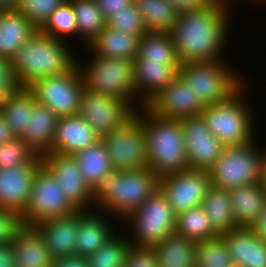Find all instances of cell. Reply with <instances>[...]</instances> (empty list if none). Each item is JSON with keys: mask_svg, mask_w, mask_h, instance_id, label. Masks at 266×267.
<instances>
[{"mask_svg": "<svg viewBox=\"0 0 266 267\" xmlns=\"http://www.w3.org/2000/svg\"><path fill=\"white\" fill-rule=\"evenodd\" d=\"M231 8L213 1L206 9L178 14L170 34L180 64L223 59L221 53L225 54L229 42Z\"/></svg>", "mask_w": 266, "mask_h": 267, "instance_id": "6da1fadb", "label": "cell"}, {"mask_svg": "<svg viewBox=\"0 0 266 267\" xmlns=\"http://www.w3.org/2000/svg\"><path fill=\"white\" fill-rule=\"evenodd\" d=\"M159 176L149 168L108 172L92 188L93 207L118 223L135 212L157 189ZM97 206V208H96ZM117 218V219H116Z\"/></svg>", "mask_w": 266, "mask_h": 267, "instance_id": "7a4b0ae2", "label": "cell"}, {"mask_svg": "<svg viewBox=\"0 0 266 267\" xmlns=\"http://www.w3.org/2000/svg\"><path fill=\"white\" fill-rule=\"evenodd\" d=\"M66 42L69 41L54 39L36 31L17 50L11 64L24 87L44 77L67 73L77 65L73 47L70 48Z\"/></svg>", "mask_w": 266, "mask_h": 267, "instance_id": "3957f363", "label": "cell"}, {"mask_svg": "<svg viewBox=\"0 0 266 267\" xmlns=\"http://www.w3.org/2000/svg\"><path fill=\"white\" fill-rule=\"evenodd\" d=\"M136 113L145 129L148 168L158 176L188 170L180 120L153 114L145 105Z\"/></svg>", "mask_w": 266, "mask_h": 267, "instance_id": "277c9868", "label": "cell"}, {"mask_svg": "<svg viewBox=\"0 0 266 267\" xmlns=\"http://www.w3.org/2000/svg\"><path fill=\"white\" fill-rule=\"evenodd\" d=\"M247 87L245 83L228 100L205 106L201 112L211 133L224 146H241L256 140L253 123L256 115L249 102L243 99L246 98Z\"/></svg>", "mask_w": 266, "mask_h": 267, "instance_id": "5b68a950", "label": "cell"}, {"mask_svg": "<svg viewBox=\"0 0 266 267\" xmlns=\"http://www.w3.org/2000/svg\"><path fill=\"white\" fill-rule=\"evenodd\" d=\"M90 54L91 58L84 66L77 56L84 89L126 100L136 110L142 108L143 105L136 98L133 82L134 61L119 57L93 56L91 52Z\"/></svg>", "mask_w": 266, "mask_h": 267, "instance_id": "8992f818", "label": "cell"}, {"mask_svg": "<svg viewBox=\"0 0 266 267\" xmlns=\"http://www.w3.org/2000/svg\"><path fill=\"white\" fill-rule=\"evenodd\" d=\"M223 60L185 63L179 67V75L204 106L221 103L234 95L247 81L239 72ZM240 74V76H239Z\"/></svg>", "mask_w": 266, "mask_h": 267, "instance_id": "52a82bcc", "label": "cell"}, {"mask_svg": "<svg viewBox=\"0 0 266 267\" xmlns=\"http://www.w3.org/2000/svg\"><path fill=\"white\" fill-rule=\"evenodd\" d=\"M124 221L132 232L131 246L152 247L176 233V215L159 188Z\"/></svg>", "mask_w": 266, "mask_h": 267, "instance_id": "ba28073f", "label": "cell"}, {"mask_svg": "<svg viewBox=\"0 0 266 267\" xmlns=\"http://www.w3.org/2000/svg\"><path fill=\"white\" fill-rule=\"evenodd\" d=\"M255 144L256 140L241 146H225L209 170L211 185L230 190L260 183L265 150L260 151Z\"/></svg>", "mask_w": 266, "mask_h": 267, "instance_id": "9c48e42d", "label": "cell"}, {"mask_svg": "<svg viewBox=\"0 0 266 267\" xmlns=\"http://www.w3.org/2000/svg\"><path fill=\"white\" fill-rule=\"evenodd\" d=\"M77 210L60 189L56 178L42 165L35 174L23 213L25 225L36 226L49 219L67 217Z\"/></svg>", "mask_w": 266, "mask_h": 267, "instance_id": "30bf717a", "label": "cell"}, {"mask_svg": "<svg viewBox=\"0 0 266 267\" xmlns=\"http://www.w3.org/2000/svg\"><path fill=\"white\" fill-rule=\"evenodd\" d=\"M101 141L114 169L128 171L148 168L145 129L137 113L121 128L103 135Z\"/></svg>", "mask_w": 266, "mask_h": 267, "instance_id": "8fae6325", "label": "cell"}, {"mask_svg": "<svg viewBox=\"0 0 266 267\" xmlns=\"http://www.w3.org/2000/svg\"><path fill=\"white\" fill-rule=\"evenodd\" d=\"M28 88L36 102L59 118L78 115L84 85L77 65L67 73L41 78Z\"/></svg>", "mask_w": 266, "mask_h": 267, "instance_id": "7c38bea8", "label": "cell"}, {"mask_svg": "<svg viewBox=\"0 0 266 267\" xmlns=\"http://www.w3.org/2000/svg\"><path fill=\"white\" fill-rule=\"evenodd\" d=\"M207 170H184L159 176V189L175 215L202 206L211 187Z\"/></svg>", "mask_w": 266, "mask_h": 267, "instance_id": "4fadbf2b", "label": "cell"}, {"mask_svg": "<svg viewBox=\"0 0 266 267\" xmlns=\"http://www.w3.org/2000/svg\"><path fill=\"white\" fill-rule=\"evenodd\" d=\"M136 113L126 100L83 89L78 115L101 137L121 128Z\"/></svg>", "mask_w": 266, "mask_h": 267, "instance_id": "5bb4252c", "label": "cell"}, {"mask_svg": "<svg viewBox=\"0 0 266 267\" xmlns=\"http://www.w3.org/2000/svg\"><path fill=\"white\" fill-rule=\"evenodd\" d=\"M180 122L189 169L209 171L225 146L211 133L201 115L180 119Z\"/></svg>", "mask_w": 266, "mask_h": 267, "instance_id": "9a60e30c", "label": "cell"}, {"mask_svg": "<svg viewBox=\"0 0 266 267\" xmlns=\"http://www.w3.org/2000/svg\"><path fill=\"white\" fill-rule=\"evenodd\" d=\"M41 159L43 165L56 178L64 195L78 210L94 209L92 189L80 174L73 155L49 152Z\"/></svg>", "mask_w": 266, "mask_h": 267, "instance_id": "2e32d148", "label": "cell"}, {"mask_svg": "<svg viewBox=\"0 0 266 267\" xmlns=\"http://www.w3.org/2000/svg\"><path fill=\"white\" fill-rule=\"evenodd\" d=\"M145 106L153 114L178 120L201 115L205 107L180 75L151 98Z\"/></svg>", "mask_w": 266, "mask_h": 267, "instance_id": "e0dca14e", "label": "cell"}, {"mask_svg": "<svg viewBox=\"0 0 266 267\" xmlns=\"http://www.w3.org/2000/svg\"><path fill=\"white\" fill-rule=\"evenodd\" d=\"M43 165L37 156L29 165L0 169V208L24 213L37 170Z\"/></svg>", "mask_w": 266, "mask_h": 267, "instance_id": "ac0fdd59", "label": "cell"}, {"mask_svg": "<svg viewBox=\"0 0 266 267\" xmlns=\"http://www.w3.org/2000/svg\"><path fill=\"white\" fill-rule=\"evenodd\" d=\"M180 62L134 59L133 82L137 100L145 105L179 75Z\"/></svg>", "mask_w": 266, "mask_h": 267, "instance_id": "d6986e66", "label": "cell"}, {"mask_svg": "<svg viewBox=\"0 0 266 267\" xmlns=\"http://www.w3.org/2000/svg\"><path fill=\"white\" fill-rule=\"evenodd\" d=\"M111 218L96 209L78 210L75 254L88 257L113 238L118 231Z\"/></svg>", "mask_w": 266, "mask_h": 267, "instance_id": "ffe728a7", "label": "cell"}, {"mask_svg": "<svg viewBox=\"0 0 266 267\" xmlns=\"http://www.w3.org/2000/svg\"><path fill=\"white\" fill-rule=\"evenodd\" d=\"M101 141V136L79 115L58 119L52 153L74 155Z\"/></svg>", "mask_w": 266, "mask_h": 267, "instance_id": "44dd1931", "label": "cell"}, {"mask_svg": "<svg viewBox=\"0 0 266 267\" xmlns=\"http://www.w3.org/2000/svg\"><path fill=\"white\" fill-rule=\"evenodd\" d=\"M230 257L242 267H266V241L251 227H238L220 235Z\"/></svg>", "mask_w": 266, "mask_h": 267, "instance_id": "7402d4cb", "label": "cell"}, {"mask_svg": "<svg viewBox=\"0 0 266 267\" xmlns=\"http://www.w3.org/2000/svg\"><path fill=\"white\" fill-rule=\"evenodd\" d=\"M53 259L75 254L78 210L67 216L46 220L35 226Z\"/></svg>", "mask_w": 266, "mask_h": 267, "instance_id": "603a6c76", "label": "cell"}, {"mask_svg": "<svg viewBox=\"0 0 266 267\" xmlns=\"http://www.w3.org/2000/svg\"><path fill=\"white\" fill-rule=\"evenodd\" d=\"M59 117L47 106L36 102L28 125L20 139L37 155L51 152L53 136Z\"/></svg>", "mask_w": 266, "mask_h": 267, "instance_id": "cb8c5ba5", "label": "cell"}, {"mask_svg": "<svg viewBox=\"0 0 266 267\" xmlns=\"http://www.w3.org/2000/svg\"><path fill=\"white\" fill-rule=\"evenodd\" d=\"M38 31L18 9L0 12V56L9 60Z\"/></svg>", "mask_w": 266, "mask_h": 267, "instance_id": "d4e9b609", "label": "cell"}, {"mask_svg": "<svg viewBox=\"0 0 266 267\" xmlns=\"http://www.w3.org/2000/svg\"><path fill=\"white\" fill-rule=\"evenodd\" d=\"M231 209L239 227H252L266 203V192L261 183L228 190Z\"/></svg>", "mask_w": 266, "mask_h": 267, "instance_id": "484cf974", "label": "cell"}, {"mask_svg": "<svg viewBox=\"0 0 266 267\" xmlns=\"http://www.w3.org/2000/svg\"><path fill=\"white\" fill-rule=\"evenodd\" d=\"M12 245L17 267H52L53 257L35 226H25Z\"/></svg>", "mask_w": 266, "mask_h": 267, "instance_id": "4316f807", "label": "cell"}, {"mask_svg": "<svg viewBox=\"0 0 266 267\" xmlns=\"http://www.w3.org/2000/svg\"><path fill=\"white\" fill-rule=\"evenodd\" d=\"M138 35L123 32L106 26L98 36L87 45V52L95 56L119 57L133 60L138 55Z\"/></svg>", "mask_w": 266, "mask_h": 267, "instance_id": "83f0119b", "label": "cell"}, {"mask_svg": "<svg viewBox=\"0 0 266 267\" xmlns=\"http://www.w3.org/2000/svg\"><path fill=\"white\" fill-rule=\"evenodd\" d=\"M196 247L195 240L172 233L151 248L154 250L158 267H195Z\"/></svg>", "mask_w": 266, "mask_h": 267, "instance_id": "f1b7e54d", "label": "cell"}, {"mask_svg": "<svg viewBox=\"0 0 266 267\" xmlns=\"http://www.w3.org/2000/svg\"><path fill=\"white\" fill-rule=\"evenodd\" d=\"M202 207L219 236L239 227L233 217L228 190L211 186Z\"/></svg>", "mask_w": 266, "mask_h": 267, "instance_id": "f546056e", "label": "cell"}, {"mask_svg": "<svg viewBox=\"0 0 266 267\" xmlns=\"http://www.w3.org/2000/svg\"><path fill=\"white\" fill-rule=\"evenodd\" d=\"M73 156L77 161L80 174L91 189L101 178L114 169L102 141L77 152Z\"/></svg>", "mask_w": 266, "mask_h": 267, "instance_id": "4dcf8cb0", "label": "cell"}, {"mask_svg": "<svg viewBox=\"0 0 266 267\" xmlns=\"http://www.w3.org/2000/svg\"><path fill=\"white\" fill-rule=\"evenodd\" d=\"M148 32H170L178 12L167 0H134Z\"/></svg>", "mask_w": 266, "mask_h": 267, "instance_id": "1f68e13d", "label": "cell"}, {"mask_svg": "<svg viewBox=\"0 0 266 267\" xmlns=\"http://www.w3.org/2000/svg\"><path fill=\"white\" fill-rule=\"evenodd\" d=\"M76 15L77 37L82 38L84 45L91 43L107 26L95 0H69ZM79 35V36H78Z\"/></svg>", "mask_w": 266, "mask_h": 267, "instance_id": "d6a6232c", "label": "cell"}, {"mask_svg": "<svg viewBox=\"0 0 266 267\" xmlns=\"http://www.w3.org/2000/svg\"><path fill=\"white\" fill-rule=\"evenodd\" d=\"M135 59L155 62H179L170 32H146L139 39Z\"/></svg>", "mask_w": 266, "mask_h": 267, "instance_id": "836d02e7", "label": "cell"}, {"mask_svg": "<svg viewBox=\"0 0 266 267\" xmlns=\"http://www.w3.org/2000/svg\"><path fill=\"white\" fill-rule=\"evenodd\" d=\"M176 233L196 242L210 240L219 235L212 229L202 206L189 209L176 216Z\"/></svg>", "mask_w": 266, "mask_h": 267, "instance_id": "e575fe53", "label": "cell"}, {"mask_svg": "<svg viewBox=\"0 0 266 267\" xmlns=\"http://www.w3.org/2000/svg\"><path fill=\"white\" fill-rule=\"evenodd\" d=\"M35 103V95L28 87H24L12 100V103L2 111L16 138L23 135Z\"/></svg>", "mask_w": 266, "mask_h": 267, "instance_id": "d590c367", "label": "cell"}, {"mask_svg": "<svg viewBox=\"0 0 266 267\" xmlns=\"http://www.w3.org/2000/svg\"><path fill=\"white\" fill-rule=\"evenodd\" d=\"M38 31L54 39L63 41H66L72 35L76 37L77 20L72 3L68 0L56 8Z\"/></svg>", "mask_w": 266, "mask_h": 267, "instance_id": "8d00e7d4", "label": "cell"}, {"mask_svg": "<svg viewBox=\"0 0 266 267\" xmlns=\"http://www.w3.org/2000/svg\"><path fill=\"white\" fill-rule=\"evenodd\" d=\"M117 233L106 244L101 246L95 253L88 256L90 267H124L129 251V236ZM119 235V236H118ZM126 237V238H125Z\"/></svg>", "mask_w": 266, "mask_h": 267, "instance_id": "74e56055", "label": "cell"}, {"mask_svg": "<svg viewBox=\"0 0 266 267\" xmlns=\"http://www.w3.org/2000/svg\"><path fill=\"white\" fill-rule=\"evenodd\" d=\"M195 267H242L230 257L221 236L197 242Z\"/></svg>", "mask_w": 266, "mask_h": 267, "instance_id": "f35d334b", "label": "cell"}, {"mask_svg": "<svg viewBox=\"0 0 266 267\" xmlns=\"http://www.w3.org/2000/svg\"><path fill=\"white\" fill-rule=\"evenodd\" d=\"M37 155L20 139L0 145V169L27 166Z\"/></svg>", "mask_w": 266, "mask_h": 267, "instance_id": "ab89813d", "label": "cell"}, {"mask_svg": "<svg viewBox=\"0 0 266 267\" xmlns=\"http://www.w3.org/2000/svg\"><path fill=\"white\" fill-rule=\"evenodd\" d=\"M68 0H20L17 9L39 30L51 13Z\"/></svg>", "mask_w": 266, "mask_h": 267, "instance_id": "60d3db41", "label": "cell"}, {"mask_svg": "<svg viewBox=\"0 0 266 267\" xmlns=\"http://www.w3.org/2000/svg\"><path fill=\"white\" fill-rule=\"evenodd\" d=\"M107 26L133 35H138L139 37L148 32L145 22L135 3L126 7V10L113 13L107 20Z\"/></svg>", "mask_w": 266, "mask_h": 267, "instance_id": "b9f144b4", "label": "cell"}, {"mask_svg": "<svg viewBox=\"0 0 266 267\" xmlns=\"http://www.w3.org/2000/svg\"><path fill=\"white\" fill-rule=\"evenodd\" d=\"M25 226L22 213L0 208V244H12Z\"/></svg>", "mask_w": 266, "mask_h": 267, "instance_id": "7bdbcfd3", "label": "cell"}, {"mask_svg": "<svg viewBox=\"0 0 266 267\" xmlns=\"http://www.w3.org/2000/svg\"><path fill=\"white\" fill-rule=\"evenodd\" d=\"M124 267H158L151 247L130 246Z\"/></svg>", "mask_w": 266, "mask_h": 267, "instance_id": "ee69618b", "label": "cell"}, {"mask_svg": "<svg viewBox=\"0 0 266 267\" xmlns=\"http://www.w3.org/2000/svg\"><path fill=\"white\" fill-rule=\"evenodd\" d=\"M98 9L106 21L113 15V13L126 10V7L131 6L134 0H95Z\"/></svg>", "mask_w": 266, "mask_h": 267, "instance_id": "f6af8a7d", "label": "cell"}, {"mask_svg": "<svg viewBox=\"0 0 266 267\" xmlns=\"http://www.w3.org/2000/svg\"><path fill=\"white\" fill-rule=\"evenodd\" d=\"M178 13L206 9L213 0H167Z\"/></svg>", "mask_w": 266, "mask_h": 267, "instance_id": "bcb514c9", "label": "cell"}, {"mask_svg": "<svg viewBox=\"0 0 266 267\" xmlns=\"http://www.w3.org/2000/svg\"><path fill=\"white\" fill-rule=\"evenodd\" d=\"M24 88L19 79L0 90V112L12 103V100Z\"/></svg>", "mask_w": 266, "mask_h": 267, "instance_id": "7dc6e473", "label": "cell"}, {"mask_svg": "<svg viewBox=\"0 0 266 267\" xmlns=\"http://www.w3.org/2000/svg\"><path fill=\"white\" fill-rule=\"evenodd\" d=\"M52 267H90L87 257L78 254L53 259Z\"/></svg>", "mask_w": 266, "mask_h": 267, "instance_id": "c3c4849f", "label": "cell"}, {"mask_svg": "<svg viewBox=\"0 0 266 267\" xmlns=\"http://www.w3.org/2000/svg\"><path fill=\"white\" fill-rule=\"evenodd\" d=\"M17 79L11 60L0 56V90Z\"/></svg>", "mask_w": 266, "mask_h": 267, "instance_id": "681fc988", "label": "cell"}, {"mask_svg": "<svg viewBox=\"0 0 266 267\" xmlns=\"http://www.w3.org/2000/svg\"><path fill=\"white\" fill-rule=\"evenodd\" d=\"M0 267H17L12 244H0Z\"/></svg>", "mask_w": 266, "mask_h": 267, "instance_id": "f907efd6", "label": "cell"}, {"mask_svg": "<svg viewBox=\"0 0 266 267\" xmlns=\"http://www.w3.org/2000/svg\"><path fill=\"white\" fill-rule=\"evenodd\" d=\"M16 137L13 135L11 128L8 126L4 115L0 112V145L14 140Z\"/></svg>", "mask_w": 266, "mask_h": 267, "instance_id": "816d5d0a", "label": "cell"}, {"mask_svg": "<svg viewBox=\"0 0 266 267\" xmlns=\"http://www.w3.org/2000/svg\"><path fill=\"white\" fill-rule=\"evenodd\" d=\"M254 232L266 241V203L258 220L251 227Z\"/></svg>", "mask_w": 266, "mask_h": 267, "instance_id": "f5cc1de1", "label": "cell"}, {"mask_svg": "<svg viewBox=\"0 0 266 267\" xmlns=\"http://www.w3.org/2000/svg\"><path fill=\"white\" fill-rule=\"evenodd\" d=\"M20 0H0V12L5 10L17 9Z\"/></svg>", "mask_w": 266, "mask_h": 267, "instance_id": "db71d44e", "label": "cell"}, {"mask_svg": "<svg viewBox=\"0 0 266 267\" xmlns=\"http://www.w3.org/2000/svg\"><path fill=\"white\" fill-rule=\"evenodd\" d=\"M261 185L263 190L266 192V148H265V156L263 159V166H262V174H261Z\"/></svg>", "mask_w": 266, "mask_h": 267, "instance_id": "11a10c76", "label": "cell"}, {"mask_svg": "<svg viewBox=\"0 0 266 267\" xmlns=\"http://www.w3.org/2000/svg\"><path fill=\"white\" fill-rule=\"evenodd\" d=\"M213 1H215V2H222V3H227V4H229V5H231V6H233L232 5V3H234L235 1H236V3H237V0H213ZM246 1H248V0H246ZM232 2V3H231ZM239 2H240V0H239Z\"/></svg>", "mask_w": 266, "mask_h": 267, "instance_id": "9f6ffc18", "label": "cell"}, {"mask_svg": "<svg viewBox=\"0 0 266 267\" xmlns=\"http://www.w3.org/2000/svg\"><path fill=\"white\" fill-rule=\"evenodd\" d=\"M250 1H251V2L253 1L254 3H255V2H260V5H261V2H262V3L264 2V4L266 3V2H265L266 0H256V1H254V0H250Z\"/></svg>", "mask_w": 266, "mask_h": 267, "instance_id": "6f0895ef", "label": "cell"}]
</instances>
